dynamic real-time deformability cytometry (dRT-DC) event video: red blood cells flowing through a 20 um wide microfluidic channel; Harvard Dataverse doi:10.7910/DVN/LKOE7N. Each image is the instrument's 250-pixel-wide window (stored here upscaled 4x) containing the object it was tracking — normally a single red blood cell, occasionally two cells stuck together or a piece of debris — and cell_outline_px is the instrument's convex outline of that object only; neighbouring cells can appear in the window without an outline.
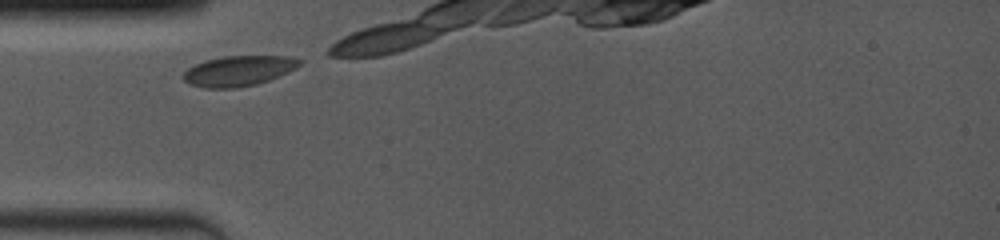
{"species": "common noctule bat (a hibernating species)", "species_latin": "Nyctalus noctula", "temperature_condition": "room temperature", "stored_images_in_passage": 3, "camera_frame_rate_fps": 4000, "um_per_image_px": 0.085, "animal": {"sex": "female", "body_mass_g": 19.0, "forearm_length_mm": 53.3}, "frame": {"image": 1, "passage_image": 1, "time_ms": 0.0, "image_size_px": [1000, 240], "cell_outline_px": [[304, 60], [296, 68], [288, 72], [268, 80], [256, 84], [236, 88], [204, 88], [192, 84], [184, 80], [184, 72], [188, 68], [204, 60], [224, 56], [288, 56]], "centroid_in_image_um": [20.3, 6.01], "position_along_channel_um": 64.7, "area_um2": 20.4}}